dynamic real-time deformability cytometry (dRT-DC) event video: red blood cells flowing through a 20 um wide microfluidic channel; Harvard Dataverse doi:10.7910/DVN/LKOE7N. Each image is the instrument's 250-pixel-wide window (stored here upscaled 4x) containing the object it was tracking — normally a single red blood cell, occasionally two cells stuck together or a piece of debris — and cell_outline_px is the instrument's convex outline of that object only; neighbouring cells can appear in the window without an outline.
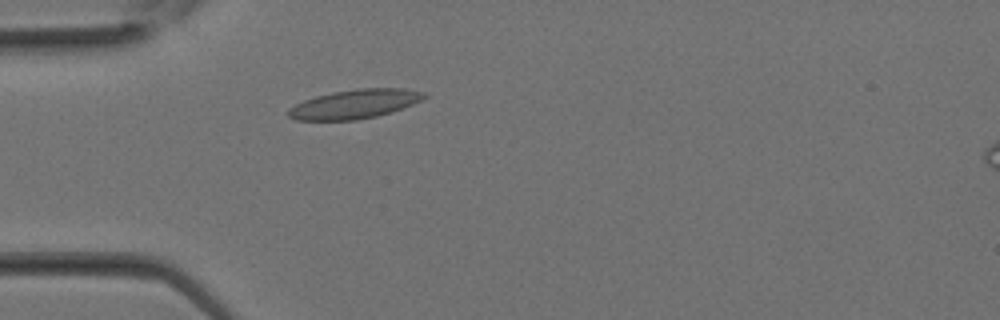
{"species": "Egyptian fruit bat (a non-hibernating species)", "species_latin": "Rousettus aegyptiacus", "temperature_condition": "room temperature", "stored_images_in_passage": 15, "camera_frame_rate_fps": 3000, "um_per_image_px": 0.085, "animal": {"sex": "female"}, "frame": {"image": 1, "passage_image": 7, "time_ms": 2.0, "image_size_px": [1000, 320], "cell_outline_px": [[428, 96], [412, 104], [392, 112], [376, 116], [356, 120], [296, 120], [288, 116], [288, 108], [304, 100], [316, 96], [332, 92], [360, 88], [404, 88], [428, 92]], "centroid_in_image_um": [30.17, 8.83], "position_along_channel_um": 54.8, "area_um2": 23.06}}
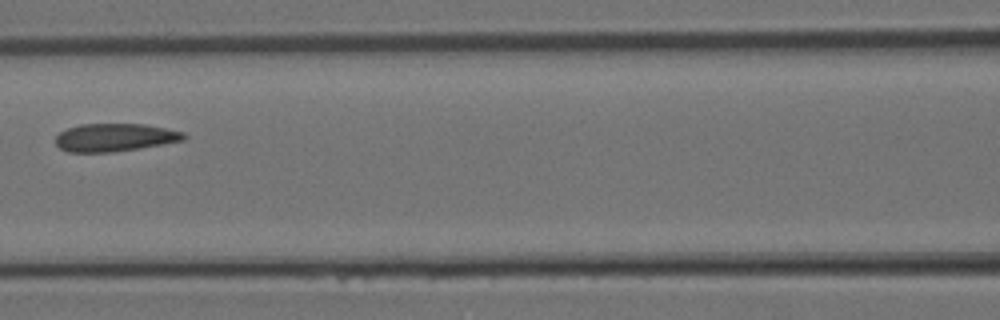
{"frame": {"image": 2, "passage_image": 12, "time_ms": 3.667, "image_size_px": [1000, 320], "cell_outline_px": [[188, 136], [184, 140], [164, 144], [112, 152], [68, 152], [60, 148], [56, 144], [56, 136], [60, 132], [68, 128], [80, 124], [144, 124], [184, 132]], "centroid_in_image_um": [9.76, 11.68], "position_along_channel_um": 156.8, "area_um2": 20.81}}
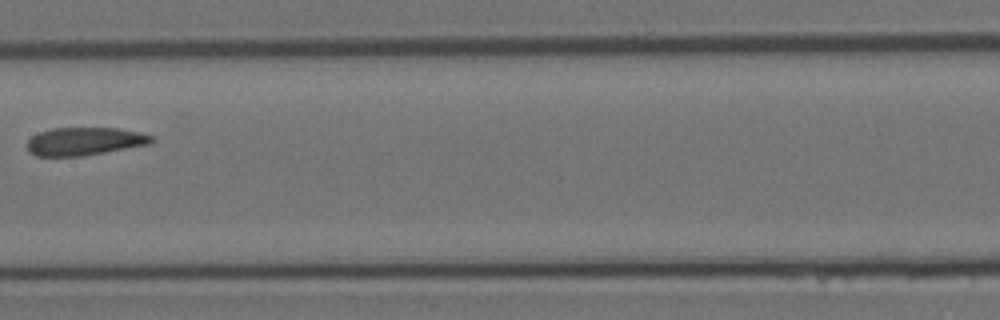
{"frame": {"image": 3, "passage_image": 14, "time_ms": 4.333, "image_size_px": [1000, 320], "cell_outline_px": [[156, 140], [148, 144], [104, 152], [80, 156], [36, 156], [28, 152], [28, 140], [32, 136], [40, 132], [52, 128], [116, 128], [140, 132], [152, 136]], "centroid_in_image_um": [7.17, 12.01], "position_along_channel_um": 200.2, "area_um2": 20.11}}